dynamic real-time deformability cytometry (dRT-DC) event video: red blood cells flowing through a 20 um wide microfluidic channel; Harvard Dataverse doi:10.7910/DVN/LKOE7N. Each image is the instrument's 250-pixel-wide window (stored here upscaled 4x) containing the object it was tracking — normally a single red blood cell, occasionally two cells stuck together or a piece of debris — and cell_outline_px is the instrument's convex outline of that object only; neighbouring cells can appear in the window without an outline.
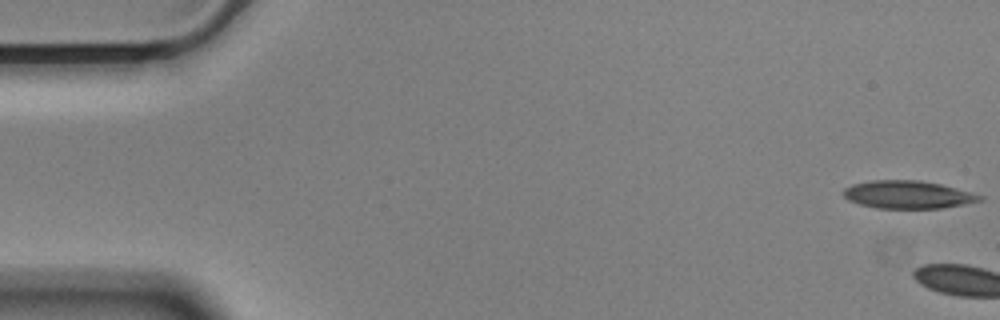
{"species": "Egyptian fruit bat (a non-hibernating species)", "species_latin": "Rousettus aegyptiacus", "temperature_condition": "cold", "stored_images_in_passage": 4, "camera_frame_rate_fps": 3000, "um_per_image_px": 0.085, "animal": {"sex": "male"}, "frame": {"image": 1, "passage_image": 1, "time_ms": 0.0, "image_size_px": [1000, 320], "cell_outline_px": [[984, 200], [940, 208], [876, 208], [860, 204], [848, 200], [844, 196], [844, 188], [852, 184], [872, 180], [920, 180], [940, 184], [972, 192], [984, 196]], "centroid_in_image_um": [77.17, 16.54], "position_along_channel_um": 7.8, "area_um2": 22.02}}